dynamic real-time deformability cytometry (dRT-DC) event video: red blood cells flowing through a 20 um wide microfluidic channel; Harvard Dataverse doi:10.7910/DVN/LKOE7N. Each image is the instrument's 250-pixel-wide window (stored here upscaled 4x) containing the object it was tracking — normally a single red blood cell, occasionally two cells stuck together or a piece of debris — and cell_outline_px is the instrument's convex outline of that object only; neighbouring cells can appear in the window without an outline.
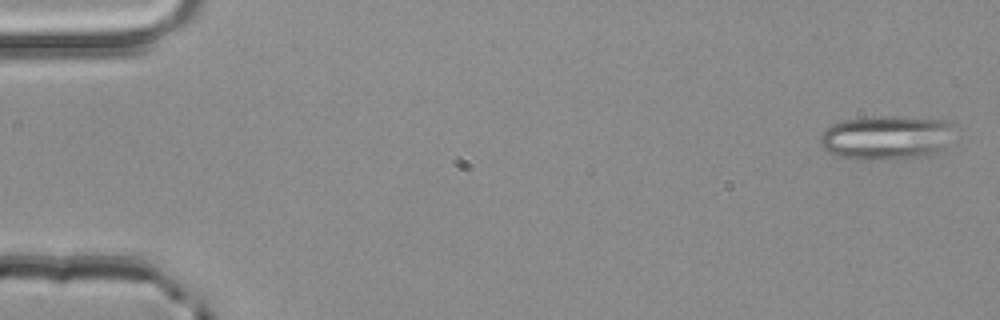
{"species": "common noctule bat (a hibernating species)", "species_latin": "Nyctalus noctula", "temperature_condition": "room temperature", "stored_images_in_passage": 52, "camera_frame_rate_fps": 3000, "um_per_image_px": 0.085, "animal": {"sex": "male", "body_mass_g": 20.4}, "frame": {"image": 1, "passage_image": 2, "time_ms": 0.333, "image_size_px": [1000, 320], "cell_outline_px": [[952, 124], [940, 148], [936, 152], [928, 156], [896, 160], [856, 160], [840, 156], [824, 148], [820, 144], [820, 136], [824, 128], [832, 124], [844, 120], [880, 116], [896, 116], [948, 120]], "centroid_in_image_um": [75.24, 11.7], "position_along_channel_um": 9.8, "area_um2": 34.22}}
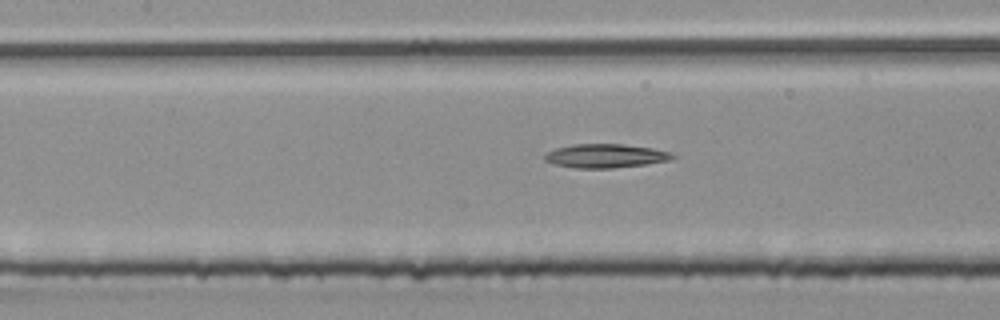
{"frame": {"image": 2, "passage_image": 24, "time_ms": 7.667, "image_size_px": [1000, 320], "cell_outline_px": [[676, 156], [668, 160], [644, 164], [612, 168], [576, 168], [552, 164], [544, 160], [544, 156], [548, 152], [556, 148], [572, 144], [624, 144], [652, 148], [672, 152]], "centroid_in_image_um": [51.44, 13.24], "position_along_channel_um": 156.0, "area_um2": 17.69}}
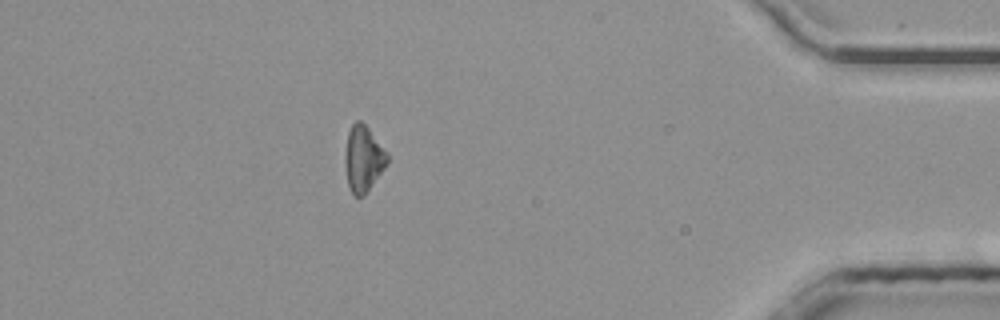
{"frame": {"image": 3, "passage_image": 46, "time_ms": 15.0, "image_size_px": [1000, 320], "cell_outline_px": [[388, 164], [364, 196], [352, 196], [348, 188], [344, 160], [344, 156], [348, 132], [352, 124], [356, 120], [360, 120], [368, 128], [388, 152]], "centroid_in_image_um": [30.88, 13.52], "position_along_channel_um": 404.3, "area_um2": 16.53}}